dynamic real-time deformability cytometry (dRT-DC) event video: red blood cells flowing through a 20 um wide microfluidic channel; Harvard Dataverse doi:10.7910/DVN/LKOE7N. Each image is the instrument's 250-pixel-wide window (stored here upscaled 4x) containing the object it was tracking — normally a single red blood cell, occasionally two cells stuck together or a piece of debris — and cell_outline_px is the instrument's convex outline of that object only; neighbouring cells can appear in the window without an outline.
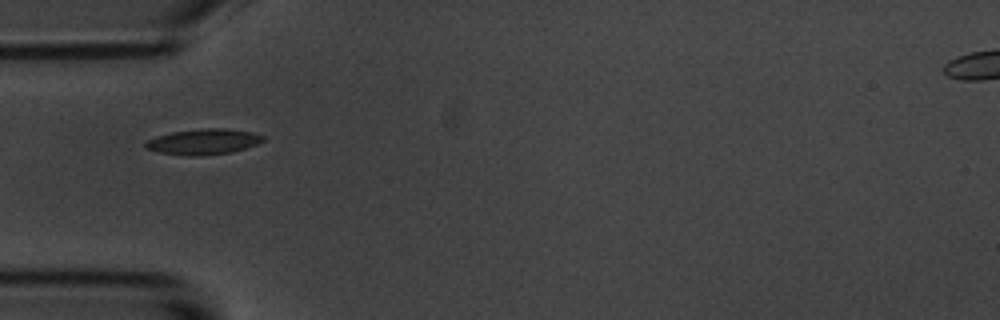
{"species": "common noctule bat (a hibernating species)", "species_latin": "Nyctalus noctula", "temperature_condition": "room temperature", "stored_images_in_passage": 39, "camera_frame_rate_fps": 3000, "um_per_image_px": 0.085, "animal": {"sex": "male", "body_mass_g": 20.1, "forearm_length_mm": 53.5}, "frame": {"image": 1, "passage_image": 1, "time_ms": 0.0, "image_size_px": [1000, 320], "cell_outline_px": [[264, 140], [256, 144], [232, 152], [200, 156], [188, 156], [160, 152], [144, 148], [144, 144], [148, 140], [156, 136], [172, 132], [200, 128], [224, 128], [252, 132], [264, 136]], "centroid_in_image_um": [17.27, 12.04], "position_along_channel_um": 67.7, "area_um2": 17.51}}
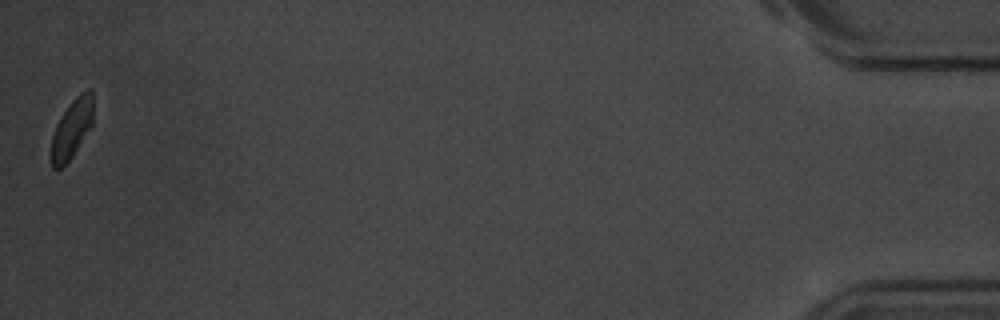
{"frame": {"image": 2, "passage_image": 39, "time_ms": 12.667, "image_size_px": [1000, 320], "cell_outline_px": [[92, 128], [72, 156], [60, 168], [52, 168], [52, 136], [56, 124], [60, 116], [72, 100], [80, 92], [88, 88], [92, 88]], "centroid_in_image_um": [6.13, 10.89], "position_along_channel_um": 429.1, "area_um2": 14.39}, "authors_computed_cell_mechanics": {"area_um2": 16.2418, "velocity_mm_per_s": 3.5943, "shape_relaxation_time_tau1_ms": 8.616, "shape_relaxation_time_tau2_ms": 4.9078, "deformation_change_tau1": 0.2436, "deformation_change_tau2": 0.0597}}